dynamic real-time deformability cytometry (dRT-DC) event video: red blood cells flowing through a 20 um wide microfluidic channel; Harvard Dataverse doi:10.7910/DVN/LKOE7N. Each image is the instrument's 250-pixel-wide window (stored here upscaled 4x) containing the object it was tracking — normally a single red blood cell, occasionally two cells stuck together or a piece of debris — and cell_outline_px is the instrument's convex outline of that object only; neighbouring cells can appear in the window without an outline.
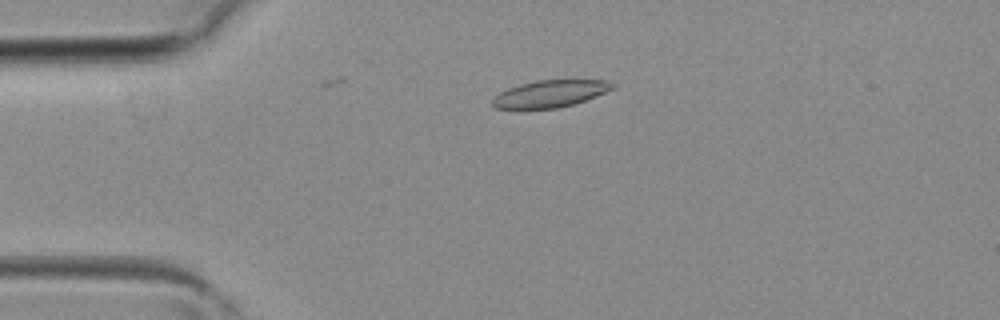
{"species": "common noctule bat (a hibernating species)", "species_latin": "Nyctalus noctula", "temperature_condition": "room temperature", "stored_images_in_passage": 3, "camera_frame_rate_fps": 3000, "um_per_image_px": 0.085, "animal": {"sex": "female", "body_mass_g": 19.3, "forearm_length_mm": 54.1}, "frame": {"image": 1, "passage_image": 2, "time_ms": 0.333, "image_size_px": [1000, 320], "cell_outline_px": [[616, 88], [596, 96], [572, 104], [556, 108], [520, 112], [496, 108], [492, 104], [492, 100], [500, 92], [508, 88], [520, 84], [536, 80], [608, 80], [616, 84]], "centroid_in_image_um": [46.71, 8.0], "position_along_channel_um": 38.3, "area_um2": 19.59}}
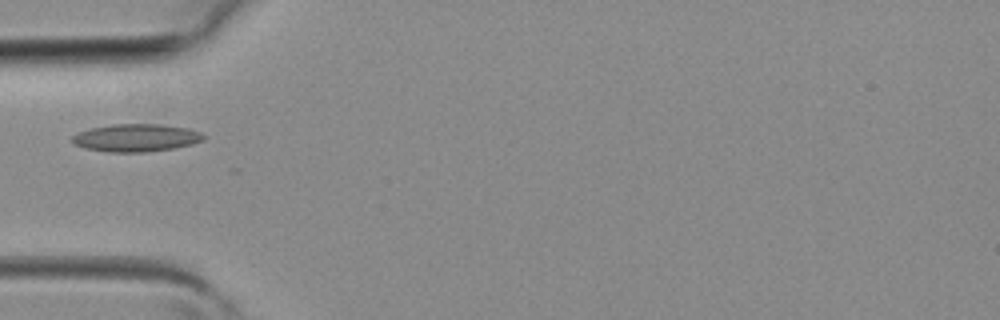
{"frame": {"image": 2, "passage_image": 3, "time_ms": 0.667, "image_size_px": [1000, 320], "cell_outline_px": [[204, 140], [192, 144], [172, 148], [148, 152], [108, 152], [84, 148], [76, 144], [72, 140], [72, 136], [80, 132], [92, 128], [112, 124], [156, 124], [188, 128], [200, 132], [204, 136]], "centroid_in_image_um": [11.58, 11.71], "position_along_channel_um": 73.4, "area_um2": 20.98}}